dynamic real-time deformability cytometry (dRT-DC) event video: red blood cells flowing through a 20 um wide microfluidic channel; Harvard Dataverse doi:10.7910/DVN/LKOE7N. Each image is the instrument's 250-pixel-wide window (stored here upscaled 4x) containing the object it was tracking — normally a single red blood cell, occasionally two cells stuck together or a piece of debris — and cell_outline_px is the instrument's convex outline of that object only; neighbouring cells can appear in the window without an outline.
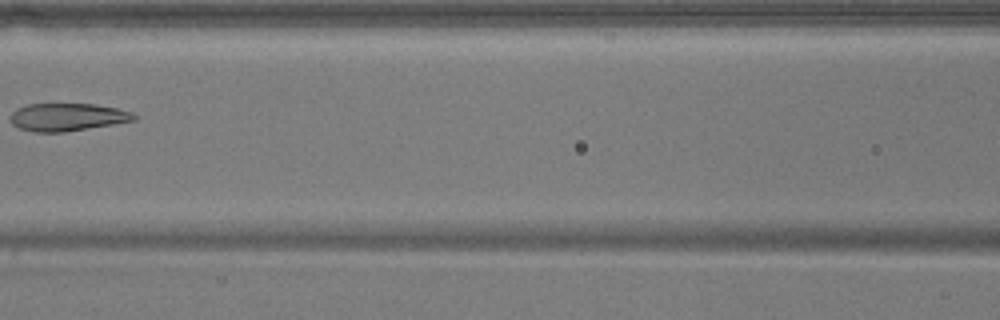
{"species": "common noctule bat (a hibernating species)", "species_latin": "Nyctalus noctula", "temperature_condition": "warm", "stored_images_in_passage": 6, "camera_frame_rate_fps": 3000, "um_per_image_px": 0.085, "animal": {"sex": "male", "body_mass_g": 17.9}, "frame": {"image": 1, "passage_image": 6, "time_ms": 7.0, "image_size_px": [1000, 320], "cell_outline_px": [[136, 120], [64, 132], [36, 132], [16, 128], [12, 124], [12, 112], [16, 108], [28, 104], [96, 104], [116, 108], [132, 112], [136, 116]], "centroid_in_image_um": [5.71, 9.95], "position_along_channel_um": 160.9, "area_um2": 19.88}}